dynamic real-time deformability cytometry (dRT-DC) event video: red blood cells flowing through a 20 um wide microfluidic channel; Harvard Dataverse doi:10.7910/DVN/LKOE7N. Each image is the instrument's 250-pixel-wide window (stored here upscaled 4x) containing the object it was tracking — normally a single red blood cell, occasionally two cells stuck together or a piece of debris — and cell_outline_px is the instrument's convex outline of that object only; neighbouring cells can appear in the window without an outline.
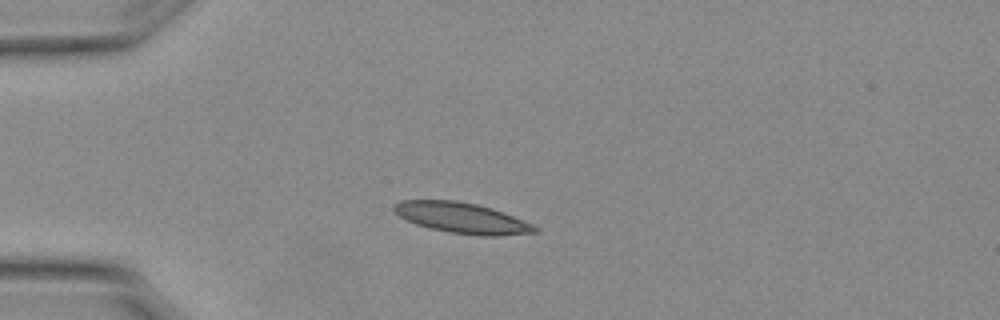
{"species": "Egyptian fruit bat (a non-hibernating species)", "species_latin": "Rousettus aegyptiacus", "temperature_condition": "warm", "stored_images_in_passage": 4, "camera_frame_rate_fps": 3000, "um_per_image_px": 0.085, "animal": {"sex": "female"}, "frame": {"image": 1, "passage_image": 4, "time_ms": 1.0, "image_size_px": [1000, 320], "cell_outline_px": [[540, 228], [536, 232], [496, 236], [480, 236], [448, 232], [416, 224], [400, 216], [392, 208], [400, 200], [456, 200], [476, 204], [492, 208], [532, 224]], "centroid_in_image_um": [39.27, 18.52], "position_along_channel_um": 45.7, "area_um2": 24.85}}